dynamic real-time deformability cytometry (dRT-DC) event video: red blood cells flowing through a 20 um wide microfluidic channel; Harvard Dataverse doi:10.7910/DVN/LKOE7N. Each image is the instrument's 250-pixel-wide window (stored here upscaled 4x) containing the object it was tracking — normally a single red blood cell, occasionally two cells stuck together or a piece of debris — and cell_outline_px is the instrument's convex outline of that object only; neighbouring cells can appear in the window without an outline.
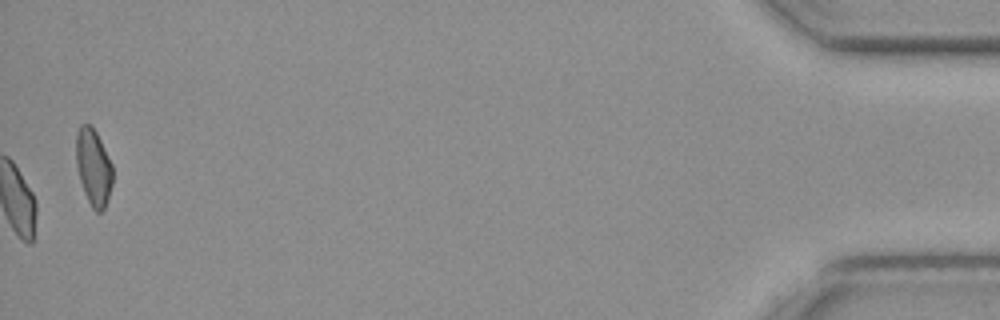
{"species": "common noctule bat (a hibernating species)", "species_latin": "Nyctalus noctula", "temperature_condition": "cold", "stored_images_in_passage": 60, "camera_frame_rate_fps": 3000, "um_per_image_px": 0.085, "animal": {"sex": "female", "body_mass_g": 19.3, "forearm_length_mm": 54.1}, "frame": {"image": 1, "passage_image": 60, "time_ms": 19.667, "image_size_px": [1000, 320], "cell_outline_px": [[112, 184], [104, 208], [100, 212], [96, 212], [92, 208], [84, 192], [80, 180], [76, 164], [76, 132], [80, 124], [92, 124], [112, 164]], "centroid_in_image_um": [7.92, 14.18], "position_along_channel_um": 427.3, "area_um2": 16.24}, "authors_computed_cell_mechanics": {"area_um2": 17.0799, "velocity_mm_per_s": 3.5399, "shape_relaxation_time_tau1_ms": 4.284, "shape_relaxation_time_tau2_ms": 2.3177, "deformation_change_tau1": 0.0968, "deformation_change_tau2": 0.0593}}